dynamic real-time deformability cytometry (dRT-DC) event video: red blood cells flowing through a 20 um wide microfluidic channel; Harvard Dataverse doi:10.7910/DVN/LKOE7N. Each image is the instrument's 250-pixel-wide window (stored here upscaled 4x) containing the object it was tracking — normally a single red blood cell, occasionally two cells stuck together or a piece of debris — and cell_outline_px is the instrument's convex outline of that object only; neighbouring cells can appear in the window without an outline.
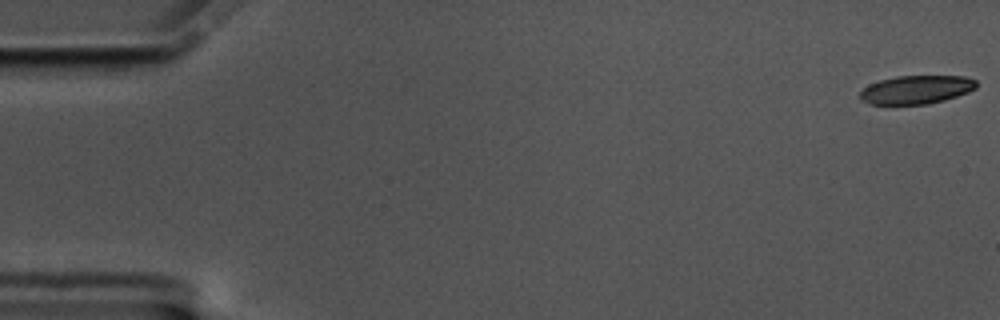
{"species": "common noctule bat (a hibernating species)", "species_latin": "Nyctalus noctula", "temperature_condition": "cold", "stored_images_in_passage": 8, "camera_frame_rate_fps": 3000, "um_per_image_px": 0.085, "animal": {"sex": "male", "body_mass_g": 17.5, "forearm_length_mm": 52.3}, "frame": {"image": 1, "passage_image": 1, "time_ms": 0.0, "image_size_px": [1000, 320], "cell_outline_px": [[976, 88], [968, 92], [944, 100], [928, 104], [872, 104], [860, 100], [860, 92], [868, 84], [880, 80], [896, 76], [964, 76], [976, 80]], "centroid_in_image_um": [77.87, 7.61], "position_along_channel_um": 7.1, "area_um2": 19.25}}